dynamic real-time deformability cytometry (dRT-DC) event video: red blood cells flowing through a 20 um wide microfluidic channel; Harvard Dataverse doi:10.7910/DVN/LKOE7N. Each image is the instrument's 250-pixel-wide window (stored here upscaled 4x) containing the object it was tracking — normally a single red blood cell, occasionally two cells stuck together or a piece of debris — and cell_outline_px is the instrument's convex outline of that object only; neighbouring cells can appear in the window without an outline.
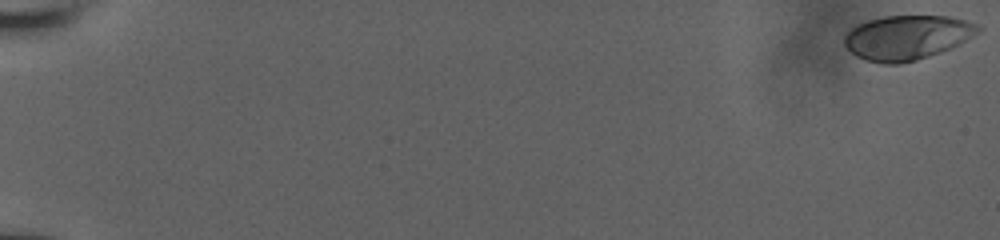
{"species": "human", "species_latin": "Homo sapiens", "temperature_condition": "room temperature", "stored_images_in_passage": 28, "camera_frame_rate_fps": 3000, "um_per_image_px": 0.085, "donor": {"sex": "male"}, "frame": {"image": 1, "passage_image": 1, "time_ms": 0.0, "image_size_px": [1000, 240], "cell_outline_px": [[984, 28], [980, 32], [952, 48], [916, 60], [896, 64], [884, 64], [864, 60], [856, 56], [844, 44], [844, 36], [852, 28], [868, 20], [884, 16], [948, 16], [964, 20], [976, 24]], "centroid_in_image_um": [77.12, 3.19], "position_along_channel_um": 7.9, "area_um2": 34.56}}
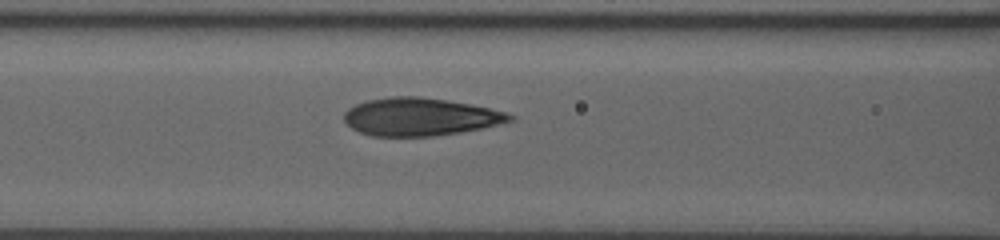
{"frame": {"image": 2, "passage_image": 20, "time_ms": 9.0, "image_size_px": [1000, 240], "cell_outline_px": [[516, 120], [484, 128], [460, 132], [432, 136], [372, 136], [360, 132], [352, 128], [344, 120], [344, 112], [348, 108], [356, 104], [368, 100], [392, 96], [420, 96], [448, 100], [508, 112], [516, 116]], "centroid_in_image_um": [35.74, 9.93], "position_along_channel_um": 130.9, "area_um2": 36.65}}
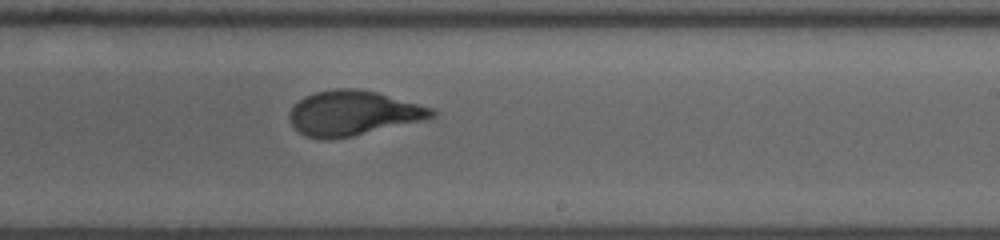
{"frame": {"image": 3, "passage_image": 28, "time_ms": 12.333, "image_size_px": [1000, 240], "cell_outline_px": [[436, 116], [424, 120], [352, 136], [328, 140], [320, 140], [304, 136], [292, 124], [288, 116], [288, 112], [304, 96], [316, 92], [336, 88], [356, 88], [376, 92], [436, 108]], "centroid_in_image_um": [30.02, 9.62], "position_along_channel_um": 259.0, "area_um2": 37.28}}